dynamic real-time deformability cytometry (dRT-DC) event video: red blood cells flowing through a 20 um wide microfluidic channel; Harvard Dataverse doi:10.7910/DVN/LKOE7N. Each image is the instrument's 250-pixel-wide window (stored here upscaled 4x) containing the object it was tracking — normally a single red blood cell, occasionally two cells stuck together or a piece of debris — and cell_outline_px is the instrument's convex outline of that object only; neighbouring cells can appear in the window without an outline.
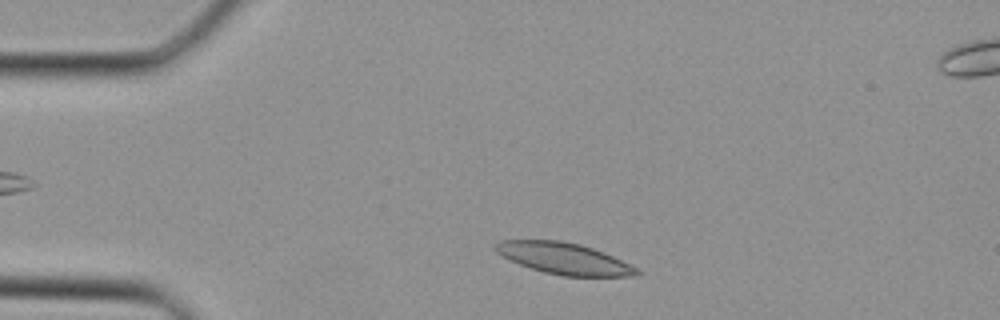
{"species": "Egyptian fruit bat (a non-hibernating species)", "species_latin": "Rousettus aegyptiacus", "temperature_condition": "cold", "stored_images_in_passage": 32, "camera_frame_rate_fps": 3000, "um_per_image_px": 0.085, "animal": {"sex": "female"}, "frame": {"image": 1, "passage_image": 3, "time_ms": 0.667, "image_size_px": [1000, 320], "cell_outline_px": [[644, 272], [640, 276], [564, 276], [544, 272], [520, 264], [496, 252], [496, 244], [500, 240], [560, 240], [580, 244], [604, 252]], "centroid_in_image_um": [47.99, 21.97], "position_along_channel_um": 37.0, "area_um2": 25.55}}
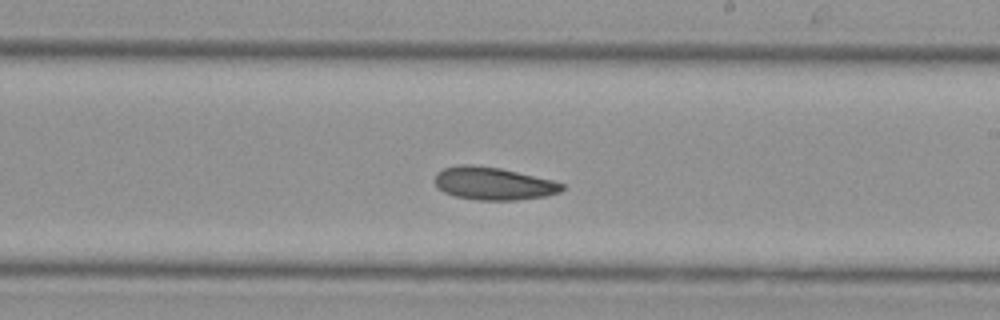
{"frame": {"image": 2, "passage_image": 17, "time_ms": 5.333, "image_size_px": [1000, 320], "cell_outline_px": [[564, 188], [560, 192], [544, 196], [516, 200], [476, 200], [456, 196], [444, 192], [432, 180], [436, 172], [444, 168], [460, 164], [472, 164], [500, 168], [552, 180], [564, 184]], "centroid_in_image_um": [41.9, 15.59], "position_along_channel_um": 247.1, "area_um2": 24.28}}
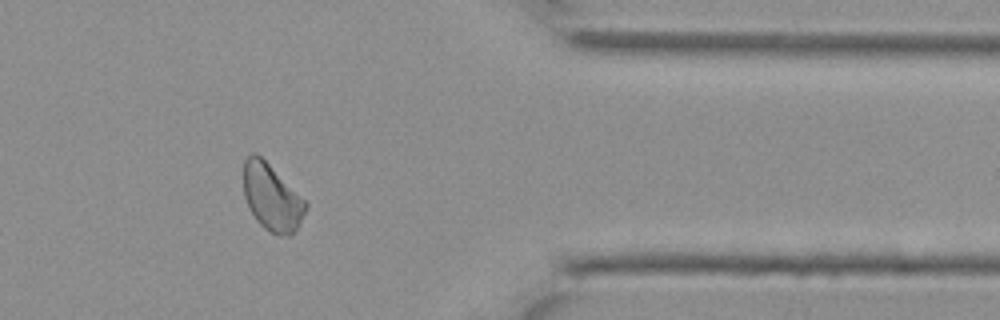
{"frame": {"image": 3, "passage_image": 26, "time_ms": 8.333, "image_size_px": [1000, 320], "cell_outline_px": [[308, 204], [300, 224], [292, 236], [280, 236], [268, 232], [256, 220], [248, 208], [244, 196], [244, 160], [252, 152], [256, 152]], "centroid_in_image_um": [23.08, 16.83], "position_along_channel_um": 388.3, "area_um2": 23.93}}